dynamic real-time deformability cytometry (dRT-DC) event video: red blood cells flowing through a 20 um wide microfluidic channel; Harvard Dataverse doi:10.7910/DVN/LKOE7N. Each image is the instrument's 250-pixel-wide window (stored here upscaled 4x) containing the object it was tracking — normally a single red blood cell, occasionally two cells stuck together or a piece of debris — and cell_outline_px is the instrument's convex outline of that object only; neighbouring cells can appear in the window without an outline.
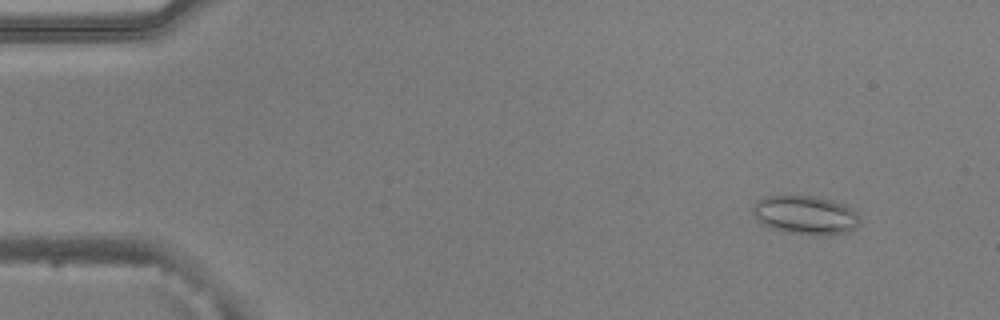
{"species": "common noctule bat (a hibernating species)", "species_latin": "Nyctalus noctula", "temperature_condition": "warm", "stored_images_in_passage": 53, "camera_frame_rate_fps": 3000, "um_per_image_px": 0.085, "animal": {"sex": "male", "body_mass_g": 20.5, "forearm_length_mm": 52.5}, "frame": {"image": 1, "passage_image": 6, "time_ms": 1.667, "image_size_px": [1000, 320], "cell_outline_px": [[860, 224], [856, 228], [848, 232], [824, 236], [812, 236], [784, 232], [772, 228], [764, 224], [752, 212], [752, 208], [756, 200], [764, 196], [816, 196], [832, 200], [844, 204], [852, 208], [860, 216]], "centroid_in_image_um": [68.51, 18.29], "position_along_channel_um": 16.5, "area_um2": 24.57}}
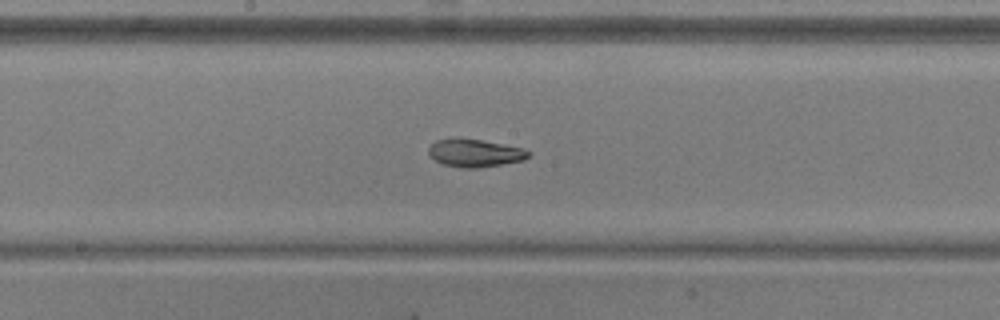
{"frame": {"image": 2, "passage_image": 29, "time_ms": 9.333, "image_size_px": [1000, 320], "cell_outline_px": [[532, 152], [524, 160], [476, 168], [464, 168], [440, 164], [428, 156], [428, 148], [436, 140], [480, 140], [524, 148]], "centroid_in_image_um": [40.36, 13.04], "position_along_channel_um": 207.8, "area_um2": 15.84}}
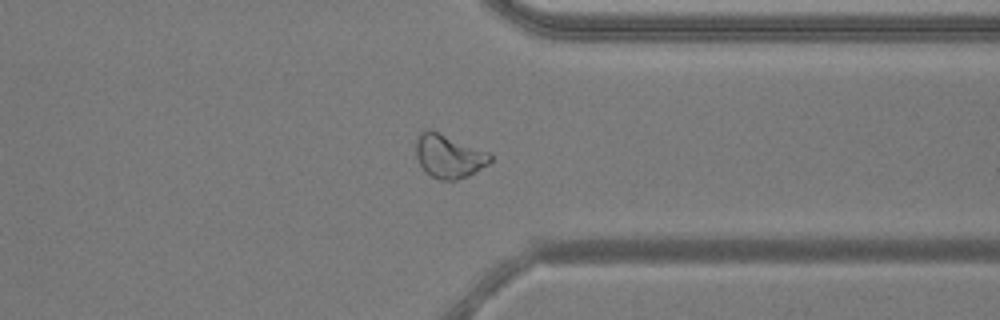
{"frame": {"image": 3, "passage_image": 42, "time_ms": 13.667, "image_size_px": [1000, 320], "cell_outline_px": [[492, 160], [488, 164], [468, 176], [456, 180], [440, 180], [424, 172], [416, 156], [416, 140], [420, 132], [424, 128], [428, 128], [440, 132], [488, 152], [492, 156]], "centroid_in_image_um": [38.12, 13.26], "position_along_channel_um": 373.3, "area_um2": 18.96}, "authors_computed_cell_mechanics": {"area_um2": 18.9584, "velocity_mm_per_s": 3.8663, "shape_relaxation_time_tau1_ms": null, "shape_relaxation_time_tau2_ms": 2.2978, "deformation_change_tau1": null, "deformation_change_tau2": 0.0793}}